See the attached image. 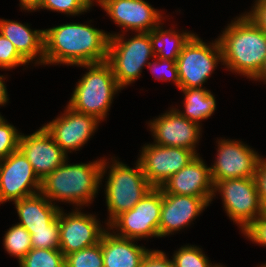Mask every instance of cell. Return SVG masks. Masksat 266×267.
I'll list each match as a JSON object with an SVG mask.
<instances>
[{
    "mask_svg": "<svg viewBox=\"0 0 266 267\" xmlns=\"http://www.w3.org/2000/svg\"><path fill=\"white\" fill-rule=\"evenodd\" d=\"M65 267H104L101 240L98 244L66 255Z\"/></svg>",
    "mask_w": 266,
    "mask_h": 267,
    "instance_id": "cell-29",
    "label": "cell"
},
{
    "mask_svg": "<svg viewBox=\"0 0 266 267\" xmlns=\"http://www.w3.org/2000/svg\"><path fill=\"white\" fill-rule=\"evenodd\" d=\"M17 211V224L26 230L47 229L57 217L60 206L52 204L41 192L14 201Z\"/></svg>",
    "mask_w": 266,
    "mask_h": 267,
    "instance_id": "cell-22",
    "label": "cell"
},
{
    "mask_svg": "<svg viewBox=\"0 0 266 267\" xmlns=\"http://www.w3.org/2000/svg\"><path fill=\"white\" fill-rule=\"evenodd\" d=\"M107 229L101 237L104 267H141L149 249L135 244L134 239L117 236Z\"/></svg>",
    "mask_w": 266,
    "mask_h": 267,
    "instance_id": "cell-21",
    "label": "cell"
},
{
    "mask_svg": "<svg viewBox=\"0 0 266 267\" xmlns=\"http://www.w3.org/2000/svg\"><path fill=\"white\" fill-rule=\"evenodd\" d=\"M218 142V143H217ZM217 155L210 166L213 184L225 179L254 177L262 156L241 140L217 139Z\"/></svg>",
    "mask_w": 266,
    "mask_h": 267,
    "instance_id": "cell-11",
    "label": "cell"
},
{
    "mask_svg": "<svg viewBox=\"0 0 266 267\" xmlns=\"http://www.w3.org/2000/svg\"><path fill=\"white\" fill-rule=\"evenodd\" d=\"M41 191V180L18 148L0 160V205L35 195Z\"/></svg>",
    "mask_w": 266,
    "mask_h": 267,
    "instance_id": "cell-12",
    "label": "cell"
},
{
    "mask_svg": "<svg viewBox=\"0 0 266 267\" xmlns=\"http://www.w3.org/2000/svg\"><path fill=\"white\" fill-rule=\"evenodd\" d=\"M109 35L87 23L44 30V65L77 66L107 61Z\"/></svg>",
    "mask_w": 266,
    "mask_h": 267,
    "instance_id": "cell-1",
    "label": "cell"
},
{
    "mask_svg": "<svg viewBox=\"0 0 266 267\" xmlns=\"http://www.w3.org/2000/svg\"><path fill=\"white\" fill-rule=\"evenodd\" d=\"M161 207L162 190L153 187L131 210L121 213L107 227L123 238H159Z\"/></svg>",
    "mask_w": 266,
    "mask_h": 267,
    "instance_id": "cell-9",
    "label": "cell"
},
{
    "mask_svg": "<svg viewBox=\"0 0 266 267\" xmlns=\"http://www.w3.org/2000/svg\"><path fill=\"white\" fill-rule=\"evenodd\" d=\"M29 63L18 53L15 46L0 34V69L10 70Z\"/></svg>",
    "mask_w": 266,
    "mask_h": 267,
    "instance_id": "cell-33",
    "label": "cell"
},
{
    "mask_svg": "<svg viewBox=\"0 0 266 267\" xmlns=\"http://www.w3.org/2000/svg\"><path fill=\"white\" fill-rule=\"evenodd\" d=\"M261 80H262V82H265V84H266V61H265V64H264L262 70L260 71L259 75L254 79V81H258V82Z\"/></svg>",
    "mask_w": 266,
    "mask_h": 267,
    "instance_id": "cell-40",
    "label": "cell"
},
{
    "mask_svg": "<svg viewBox=\"0 0 266 267\" xmlns=\"http://www.w3.org/2000/svg\"><path fill=\"white\" fill-rule=\"evenodd\" d=\"M107 160L103 158L101 171V184L103 177L108 173L104 186L109 215L107 216L109 219L107 218L105 222L106 226L121 213L131 210L153 188L148 183L138 161L135 163L136 166L131 168L114 157H111L110 162Z\"/></svg>",
    "mask_w": 266,
    "mask_h": 267,
    "instance_id": "cell-4",
    "label": "cell"
},
{
    "mask_svg": "<svg viewBox=\"0 0 266 267\" xmlns=\"http://www.w3.org/2000/svg\"><path fill=\"white\" fill-rule=\"evenodd\" d=\"M259 267H266V263L260 265Z\"/></svg>",
    "mask_w": 266,
    "mask_h": 267,
    "instance_id": "cell-41",
    "label": "cell"
},
{
    "mask_svg": "<svg viewBox=\"0 0 266 267\" xmlns=\"http://www.w3.org/2000/svg\"><path fill=\"white\" fill-rule=\"evenodd\" d=\"M18 148L26 156L40 180L68 159V155L55 143L43 125L32 134L21 133Z\"/></svg>",
    "mask_w": 266,
    "mask_h": 267,
    "instance_id": "cell-17",
    "label": "cell"
},
{
    "mask_svg": "<svg viewBox=\"0 0 266 267\" xmlns=\"http://www.w3.org/2000/svg\"><path fill=\"white\" fill-rule=\"evenodd\" d=\"M19 267H65V256L59 249L32 248Z\"/></svg>",
    "mask_w": 266,
    "mask_h": 267,
    "instance_id": "cell-26",
    "label": "cell"
},
{
    "mask_svg": "<svg viewBox=\"0 0 266 267\" xmlns=\"http://www.w3.org/2000/svg\"><path fill=\"white\" fill-rule=\"evenodd\" d=\"M148 127L155 144L160 146L182 147L193 151L202 136V125L183 117L175 108L166 110L163 114L150 120Z\"/></svg>",
    "mask_w": 266,
    "mask_h": 267,
    "instance_id": "cell-15",
    "label": "cell"
},
{
    "mask_svg": "<svg viewBox=\"0 0 266 267\" xmlns=\"http://www.w3.org/2000/svg\"><path fill=\"white\" fill-rule=\"evenodd\" d=\"M31 234L33 248L40 249H59V214L58 217L47 226V229L27 230Z\"/></svg>",
    "mask_w": 266,
    "mask_h": 267,
    "instance_id": "cell-30",
    "label": "cell"
},
{
    "mask_svg": "<svg viewBox=\"0 0 266 267\" xmlns=\"http://www.w3.org/2000/svg\"><path fill=\"white\" fill-rule=\"evenodd\" d=\"M0 34L12 42L28 63L44 65V29L33 30L28 23L0 18Z\"/></svg>",
    "mask_w": 266,
    "mask_h": 267,
    "instance_id": "cell-20",
    "label": "cell"
},
{
    "mask_svg": "<svg viewBox=\"0 0 266 267\" xmlns=\"http://www.w3.org/2000/svg\"><path fill=\"white\" fill-rule=\"evenodd\" d=\"M100 122L95 116L76 112L66 106L60 116L43 126L68 155L84 147L97 131Z\"/></svg>",
    "mask_w": 266,
    "mask_h": 267,
    "instance_id": "cell-14",
    "label": "cell"
},
{
    "mask_svg": "<svg viewBox=\"0 0 266 267\" xmlns=\"http://www.w3.org/2000/svg\"><path fill=\"white\" fill-rule=\"evenodd\" d=\"M161 22L150 32L151 46L155 57L167 60H177L182 47L194 34L190 31H177L173 28H163ZM182 32V33H181Z\"/></svg>",
    "mask_w": 266,
    "mask_h": 267,
    "instance_id": "cell-24",
    "label": "cell"
},
{
    "mask_svg": "<svg viewBox=\"0 0 266 267\" xmlns=\"http://www.w3.org/2000/svg\"><path fill=\"white\" fill-rule=\"evenodd\" d=\"M5 232L3 237L4 249L10 256L15 257L19 263L33 248L31 234L17 223Z\"/></svg>",
    "mask_w": 266,
    "mask_h": 267,
    "instance_id": "cell-25",
    "label": "cell"
},
{
    "mask_svg": "<svg viewBox=\"0 0 266 267\" xmlns=\"http://www.w3.org/2000/svg\"><path fill=\"white\" fill-rule=\"evenodd\" d=\"M162 193L189 195L194 197H211L214 184L210 167L197 155L179 172L172 175L162 187Z\"/></svg>",
    "mask_w": 266,
    "mask_h": 267,
    "instance_id": "cell-19",
    "label": "cell"
},
{
    "mask_svg": "<svg viewBox=\"0 0 266 267\" xmlns=\"http://www.w3.org/2000/svg\"><path fill=\"white\" fill-rule=\"evenodd\" d=\"M241 233L254 244L266 247V215L258 216Z\"/></svg>",
    "mask_w": 266,
    "mask_h": 267,
    "instance_id": "cell-34",
    "label": "cell"
},
{
    "mask_svg": "<svg viewBox=\"0 0 266 267\" xmlns=\"http://www.w3.org/2000/svg\"><path fill=\"white\" fill-rule=\"evenodd\" d=\"M222 65L254 80L266 61V33L246 13L227 24L218 36Z\"/></svg>",
    "mask_w": 266,
    "mask_h": 267,
    "instance_id": "cell-2",
    "label": "cell"
},
{
    "mask_svg": "<svg viewBox=\"0 0 266 267\" xmlns=\"http://www.w3.org/2000/svg\"><path fill=\"white\" fill-rule=\"evenodd\" d=\"M41 0H19L21 10H33Z\"/></svg>",
    "mask_w": 266,
    "mask_h": 267,
    "instance_id": "cell-39",
    "label": "cell"
},
{
    "mask_svg": "<svg viewBox=\"0 0 266 267\" xmlns=\"http://www.w3.org/2000/svg\"><path fill=\"white\" fill-rule=\"evenodd\" d=\"M218 63L222 65L218 39L205 43L194 33L184 44L176 60L180 88H203Z\"/></svg>",
    "mask_w": 266,
    "mask_h": 267,
    "instance_id": "cell-7",
    "label": "cell"
},
{
    "mask_svg": "<svg viewBox=\"0 0 266 267\" xmlns=\"http://www.w3.org/2000/svg\"><path fill=\"white\" fill-rule=\"evenodd\" d=\"M212 201L211 197L162 193L159 237L165 238L190 226Z\"/></svg>",
    "mask_w": 266,
    "mask_h": 267,
    "instance_id": "cell-18",
    "label": "cell"
},
{
    "mask_svg": "<svg viewBox=\"0 0 266 267\" xmlns=\"http://www.w3.org/2000/svg\"><path fill=\"white\" fill-rule=\"evenodd\" d=\"M95 3L92 0H41L40 3L33 10L26 11H36L40 9H46L51 11H56L59 13H64L68 16H78L84 14L91 10V7Z\"/></svg>",
    "mask_w": 266,
    "mask_h": 267,
    "instance_id": "cell-28",
    "label": "cell"
},
{
    "mask_svg": "<svg viewBox=\"0 0 266 267\" xmlns=\"http://www.w3.org/2000/svg\"><path fill=\"white\" fill-rule=\"evenodd\" d=\"M152 59L146 66L158 81H172L175 86L180 89V81L178 76V68L176 60L161 59L158 57ZM158 74H157V73Z\"/></svg>",
    "mask_w": 266,
    "mask_h": 267,
    "instance_id": "cell-32",
    "label": "cell"
},
{
    "mask_svg": "<svg viewBox=\"0 0 266 267\" xmlns=\"http://www.w3.org/2000/svg\"><path fill=\"white\" fill-rule=\"evenodd\" d=\"M5 79L4 75H0V106H5L9 101Z\"/></svg>",
    "mask_w": 266,
    "mask_h": 267,
    "instance_id": "cell-38",
    "label": "cell"
},
{
    "mask_svg": "<svg viewBox=\"0 0 266 267\" xmlns=\"http://www.w3.org/2000/svg\"><path fill=\"white\" fill-rule=\"evenodd\" d=\"M216 193L222 197L227 216L242 232L251 222L264 213L254 177L225 179L214 184Z\"/></svg>",
    "mask_w": 266,
    "mask_h": 267,
    "instance_id": "cell-8",
    "label": "cell"
},
{
    "mask_svg": "<svg viewBox=\"0 0 266 267\" xmlns=\"http://www.w3.org/2000/svg\"><path fill=\"white\" fill-rule=\"evenodd\" d=\"M174 267H219L221 264H212L199 246L184 245L173 253Z\"/></svg>",
    "mask_w": 266,
    "mask_h": 267,
    "instance_id": "cell-27",
    "label": "cell"
},
{
    "mask_svg": "<svg viewBox=\"0 0 266 267\" xmlns=\"http://www.w3.org/2000/svg\"><path fill=\"white\" fill-rule=\"evenodd\" d=\"M67 161L41 180L40 192L52 204H56L53 201L65 202L83 209L100 191L103 158L89 163L69 164Z\"/></svg>",
    "mask_w": 266,
    "mask_h": 267,
    "instance_id": "cell-3",
    "label": "cell"
},
{
    "mask_svg": "<svg viewBox=\"0 0 266 267\" xmlns=\"http://www.w3.org/2000/svg\"><path fill=\"white\" fill-rule=\"evenodd\" d=\"M252 5L245 13L266 33V0H255Z\"/></svg>",
    "mask_w": 266,
    "mask_h": 267,
    "instance_id": "cell-37",
    "label": "cell"
},
{
    "mask_svg": "<svg viewBox=\"0 0 266 267\" xmlns=\"http://www.w3.org/2000/svg\"><path fill=\"white\" fill-rule=\"evenodd\" d=\"M141 267H174V263L162 250L150 249L144 256Z\"/></svg>",
    "mask_w": 266,
    "mask_h": 267,
    "instance_id": "cell-35",
    "label": "cell"
},
{
    "mask_svg": "<svg viewBox=\"0 0 266 267\" xmlns=\"http://www.w3.org/2000/svg\"><path fill=\"white\" fill-rule=\"evenodd\" d=\"M184 95V110L175 108L183 117L201 125V121L208 119L216 110V98L210 90L203 88H180Z\"/></svg>",
    "mask_w": 266,
    "mask_h": 267,
    "instance_id": "cell-23",
    "label": "cell"
},
{
    "mask_svg": "<svg viewBox=\"0 0 266 267\" xmlns=\"http://www.w3.org/2000/svg\"><path fill=\"white\" fill-rule=\"evenodd\" d=\"M258 195L263 206L266 205V158L263 157L258 163L254 176Z\"/></svg>",
    "mask_w": 266,
    "mask_h": 267,
    "instance_id": "cell-36",
    "label": "cell"
},
{
    "mask_svg": "<svg viewBox=\"0 0 266 267\" xmlns=\"http://www.w3.org/2000/svg\"><path fill=\"white\" fill-rule=\"evenodd\" d=\"M137 161L148 183L154 188H160L175 173L179 172L197 155L186 148L175 146H160L147 143L142 146Z\"/></svg>",
    "mask_w": 266,
    "mask_h": 267,
    "instance_id": "cell-10",
    "label": "cell"
},
{
    "mask_svg": "<svg viewBox=\"0 0 266 267\" xmlns=\"http://www.w3.org/2000/svg\"><path fill=\"white\" fill-rule=\"evenodd\" d=\"M264 214L266 215V205L264 206Z\"/></svg>",
    "mask_w": 266,
    "mask_h": 267,
    "instance_id": "cell-42",
    "label": "cell"
},
{
    "mask_svg": "<svg viewBox=\"0 0 266 267\" xmlns=\"http://www.w3.org/2000/svg\"><path fill=\"white\" fill-rule=\"evenodd\" d=\"M108 35L107 62L112 67L118 86L123 90L139 79L142 69L151 58H155L150 32L135 33L130 39L124 37V33L108 32Z\"/></svg>",
    "mask_w": 266,
    "mask_h": 267,
    "instance_id": "cell-6",
    "label": "cell"
},
{
    "mask_svg": "<svg viewBox=\"0 0 266 267\" xmlns=\"http://www.w3.org/2000/svg\"><path fill=\"white\" fill-rule=\"evenodd\" d=\"M110 16L111 20L126 33L151 32L165 18L162 11L145 0H92ZM163 17V18H162Z\"/></svg>",
    "mask_w": 266,
    "mask_h": 267,
    "instance_id": "cell-16",
    "label": "cell"
},
{
    "mask_svg": "<svg viewBox=\"0 0 266 267\" xmlns=\"http://www.w3.org/2000/svg\"><path fill=\"white\" fill-rule=\"evenodd\" d=\"M77 67L86 68L88 72L77 82L67 106L103 122L109 114L114 96L122 90L116 82L112 67L107 61Z\"/></svg>",
    "mask_w": 266,
    "mask_h": 267,
    "instance_id": "cell-5",
    "label": "cell"
},
{
    "mask_svg": "<svg viewBox=\"0 0 266 267\" xmlns=\"http://www.w3.org/2000/svg\"><path fill=\"white\" fill-rule=\"evenodd\" d=\"M20 134L13 124L0 115V160L18 149Z\"/></svg>",
    "mask_w": 266,
    "mask_h": 267,
    "instance_id": "cell-31",
    "label": "cell"
},
{
    "mask_svg": "<svg viewBox=\"0 0 266 267\" xmlns=\"http://www.w3.org/2000/svg\"><path fill=\"white\" fill-rule=\"evenodd\" d=\"M81 209L75 208L67 214L62 208L59 211V250L64 256L98 244L108 229L101 225L94 214H85Z\"/></svg>",
    "mask_w": 266,
    "mask_h": 267,
    "instance_id": "cell-13",
    "label": "cell"
}]
</instances>
